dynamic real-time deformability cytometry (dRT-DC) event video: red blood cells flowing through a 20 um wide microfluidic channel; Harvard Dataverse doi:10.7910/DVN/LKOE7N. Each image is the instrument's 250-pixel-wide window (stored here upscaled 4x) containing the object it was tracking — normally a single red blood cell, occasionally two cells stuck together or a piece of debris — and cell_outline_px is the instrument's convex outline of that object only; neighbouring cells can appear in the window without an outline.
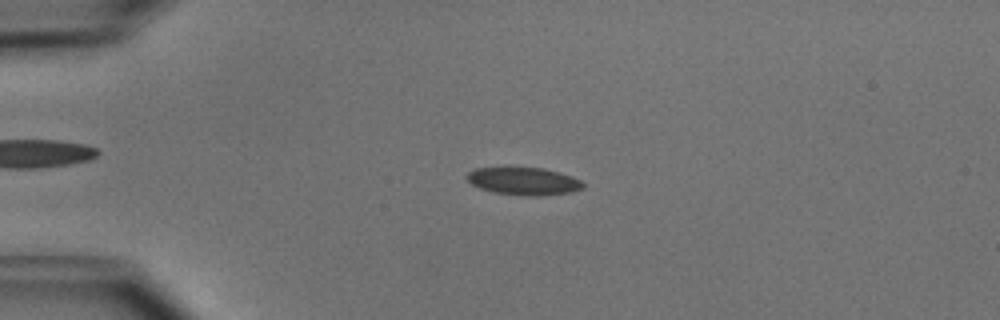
{"species": "common noctule bat (a hibernating species)", "species_latin": "Nyctalus noctula", "temperature_condition": "cold", "stored_images_in_passage": 50, "camera_frame_rate_fps": 3000, "um_per_image_px": 0.085, "animal": {"sex": "male", "body_mass_g": 15.6}, "frame": {"image": 1, "passage_image": 12, "time_ms": 3.667, "image_size_px": [1000, 320], "cell_outline_px": [[584, 188], [572, 192], [540, 196], [524, 196], [496, 192], [480, 188], [472, 184], [464, 176], [468, 172], [476, 168], [544, 168], [560, 172], [572, 176], [580, 180], [584, 184]], "centroid_in_image_um": [44.54, 15.4], "position_along_channel_um": 40.5, "area_um2": 18.67}}
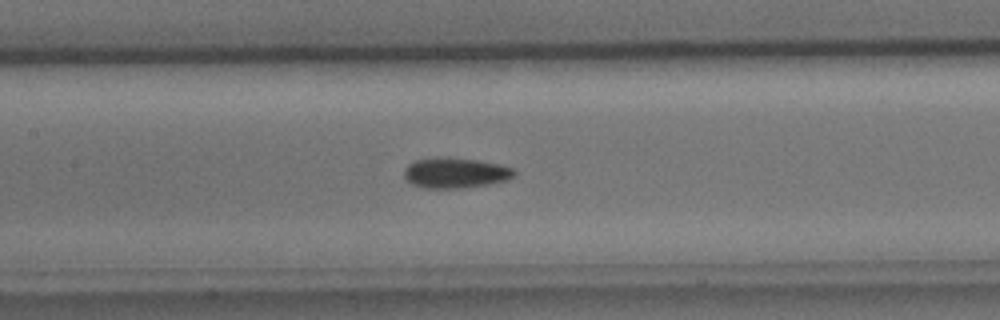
{"frame": {"image": 2, "passage_image": 24, "time_ms": 7.667, "image_size_px": [1000, 320], "cell_outline_px": [[516, 176], [508, 180], [492, 184], [460, 188], [424, 188], [412, 184], [404, 176], [404, 168], [408, 164], [416, 160], [476, 160], [500, 164], [516, 168]], "centroid_in_image_um": [38.8, 14.75], "position_along_channel_um": 168.6, "area_um2": 18.96}}
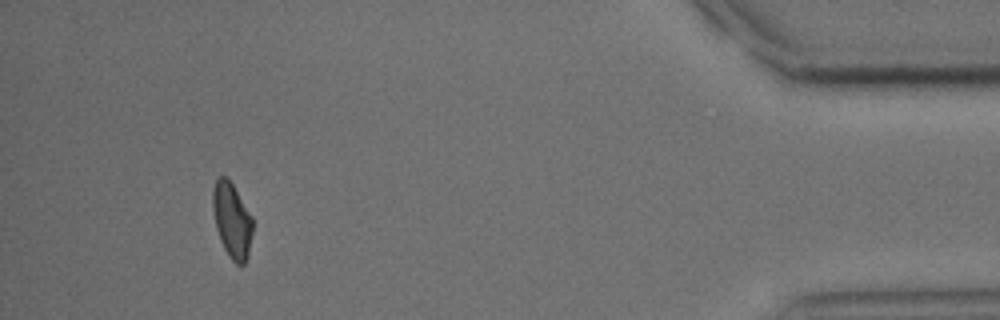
{"frame": {"image": 3, "passage_image": 47, "time_ms": 15.333, "image_size_px": [1000, 320], "cell_outline_px": [[252, 232], [248, 256], [244, 264], [236, 264], [228, 256], [220, 240], [216, 228], [212, 208], [212, 188], [216, 180], [220, 176], [224, 176], [232, 184], [252, 216]], "centroid_in_image_um": [19.7, 18.74], "position_along_channel_um": 415.5, "area_um2": 17.4}, "authors_computed_cell_mechanics": {"area_um2": 18.496, "velocity_mm_per_s": 3.9871, "shape_relaxation_time_tau1_ms": 5.1682, "shape_relaxation_time_tau2_ms": 9.3052, "deformation_change_tau1": 0.1052, "deformation_change_tau2": 0.1263}}